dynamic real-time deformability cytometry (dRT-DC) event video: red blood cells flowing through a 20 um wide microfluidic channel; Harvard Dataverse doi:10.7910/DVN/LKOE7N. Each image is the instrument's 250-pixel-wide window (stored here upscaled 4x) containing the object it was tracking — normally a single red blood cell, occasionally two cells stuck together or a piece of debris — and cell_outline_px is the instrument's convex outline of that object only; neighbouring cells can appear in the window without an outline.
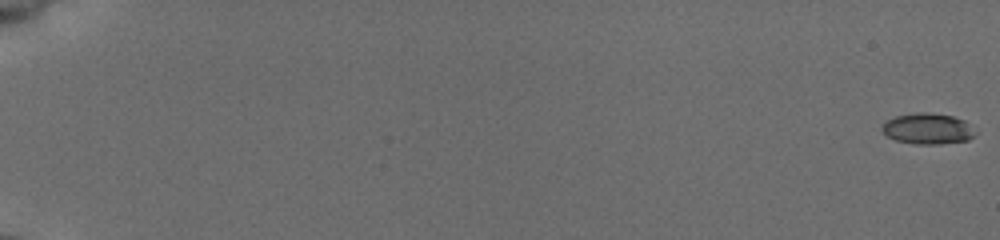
{"species": "common noctule bat (a hibernating species)", "species_latin": "Nyctalus noctula", "temperature_condition": "cold", "stored_images_in_passage": 57, "segment_of_instrument_passage": [1, 2], "camera_frame_rate_fps": 3000, "um_per_image_px": 0.085, "animal": {"sex": "female", "body_mass_g": 19.5, "forearm_length_mm": 54.1}, "frame": {"image": 1, "passage_image": 1, "time_ms": 0.0, "image_size_px": [1000, 240], "cell_outline_px": [[976, 136], [968, 140], [940, 144], [916, 144], [896, 140], [888, 136], [880, 128], [888, 120], [896, 116], [916, 112], [928, 112], [952, 116], [964, 120], [976, 132]], "centroid_in_image_um": [78.88, 10.94], "position_along_channel_um": 6.1, "area_um2": 16.7}}
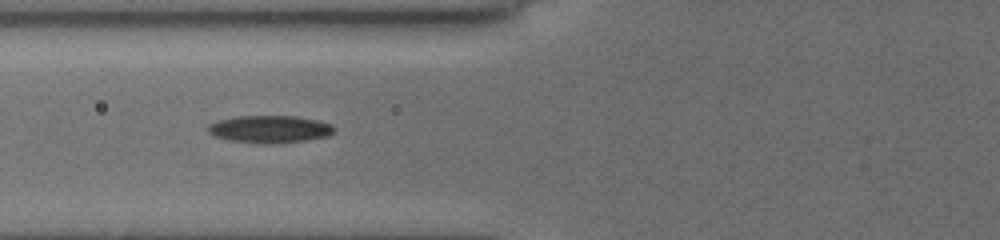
{"frame": {"image": 2, "passage_image": 25, "time_ms": 8.0, "image_size_px": [1000, 240], "cell_outline_px": [[336, 128], [328, 136], [308, 140], [228, 140], [216, 136], [208, 132], [208, 124], [216, 120], [236, 116], [296, 116], [320, 120], [332, 124]], "centroid_in_image_um": [22.95, 10.9], "position_along_channel_um": 102.8, "area_um2": 19.13}}
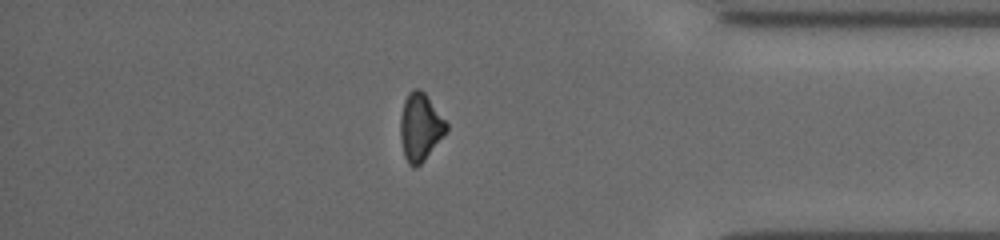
{"frame": {"image": 3, "passage_image": 49, "time_ms": 16.0, "image_size_px": [1000, 240], "cell_outline_px": [[448, 128], [424, 160], [416, 168], [412, 168], [408, 164], [404, 156], [400, 136], [400, 120], [404, 100], [408, 92], [412, 88], [420, 88], [424, 92], [448, 124]], "centroid_in_image_um": [35.69, 10.79], "position_along_channel_um": 399.5, "area_um2": 17.98}}